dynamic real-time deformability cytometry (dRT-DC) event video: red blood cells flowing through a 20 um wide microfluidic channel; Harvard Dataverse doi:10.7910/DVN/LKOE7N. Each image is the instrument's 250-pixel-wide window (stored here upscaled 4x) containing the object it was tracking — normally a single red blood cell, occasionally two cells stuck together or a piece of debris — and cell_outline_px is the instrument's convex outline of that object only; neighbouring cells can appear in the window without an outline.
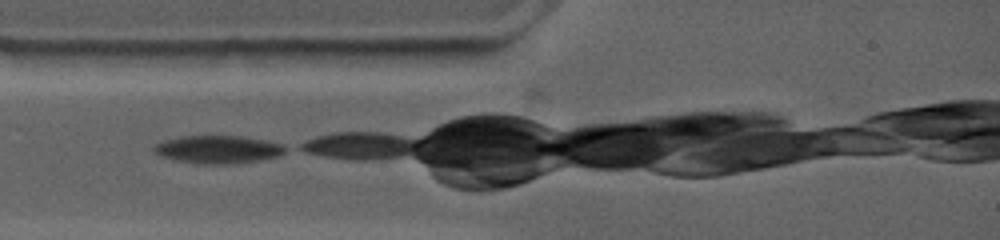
{"species": "common noctule bat (a hibernating species)", "species_latin": "Nyctalus noctula", "temperature_condition": "warm", "stored_images_in_passage": 12, "camera_frame_rate_fps": 4500, "um_per_image_px": 0.085, "animal": {"sex": "female", "body_mass_g": 19.0, "forearm_length_mm": 53.3}, "frame": {"image": 1, "passage_image": 1, "time_ms": 0.0, "image_size_px": [1000, 240], "cell_outline_px": [[292, 148], [280, 156], [256, 160], [224, 164], [204, 164], [180, 160], [164, 156], [156, 152], [152, 148], [156, 144], [164, 140], [180, 136], [244, 136], [268, 140], [284, 144]], "centroid_in_image_um": [18.66, 12.67], "position_along_channel_um": 66.3, "area_um2": 21.27}}